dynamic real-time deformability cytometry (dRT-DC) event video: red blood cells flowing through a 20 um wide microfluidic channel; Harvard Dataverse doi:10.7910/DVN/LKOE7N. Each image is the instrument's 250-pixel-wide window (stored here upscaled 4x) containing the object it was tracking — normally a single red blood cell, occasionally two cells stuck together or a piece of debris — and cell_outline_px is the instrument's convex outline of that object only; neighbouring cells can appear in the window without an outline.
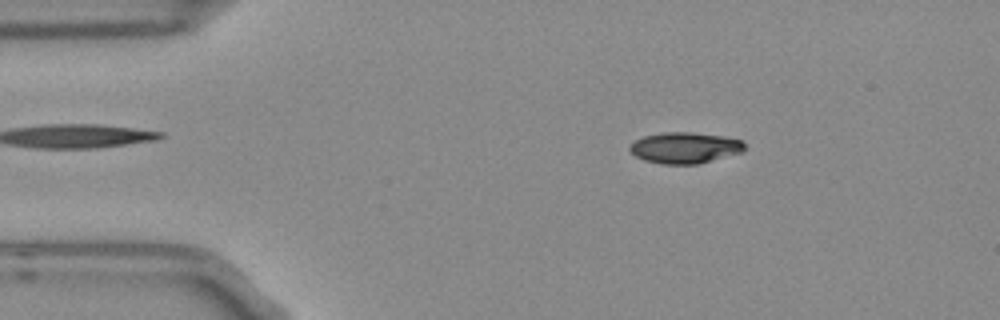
{"species": "Egyptian fruit bat (a non-hibernating species)", "species_latin": "Rousettus aegyptiacus", "temperature_condition": "room temperature", "stored_images_in_passage": 5, "camera_frame_rate_fps": 3000, "um_per_image_px": 0.085, "frame": {"image": 1, "passage_image": 2, "time_ms": 0.333, "image_size_px": [1000, 320], "cell_outline_px": [[744, 148], [740, 152], [696, 164], [660, 164], [644, 160], [636, 156], [628, 148], [636, 140], [644, 136], [664, 132], [692, 132], [724, 136], [744, 140]], "centroid_in_image_um": [58.2, 12.55], "position_along_channel_um": 26.8, "area_um2": 20.58}}
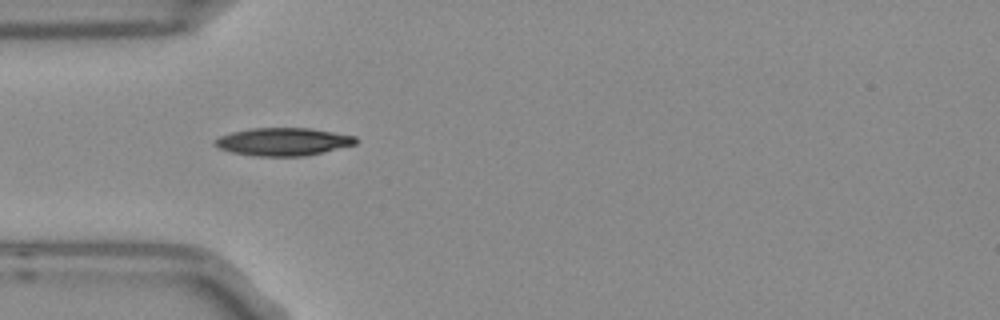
{"frame": {"image": 2, "passage_image": 4, "time_ms": 1.0, "image_size_px": [1000, 320], "cell_outline_px": [[360, 140], [356, 144], [324, 152], [304, 156], [256, 156], [232, 152], [220, 148], [212, 144], [220, 136], [232, 132], [252, 128], [308, 128], [356, 136]], "centroid_in_image_um": [24.1, 12.05], "position_along_channel_um": 60.9, "area_um2": 22.77}}
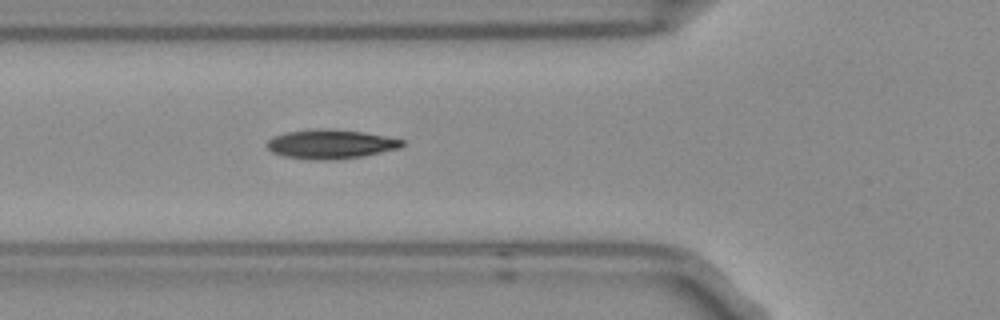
{"frame": {"image": 3, "passage_image": 5, "time_ms": 1.333, "image_size_px": [1000, 320], "cell_outline_px": [[404, 144], [400, 148], [360, 156], [284, 156], [272, 152], [268, 148], [268, 140], [272, 136], [284, 132], [316, 128], [328, 128], [364, 132], [404, 140]], "centroid_in_image_um": [28.11, 12.16], "position_along_channel_um": 97.7, "area_um2": 21.62}}